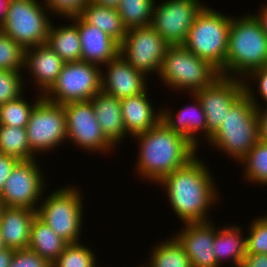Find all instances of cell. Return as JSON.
Listing matches in <instances>:
<instances>
[{
    "label": "cell",
    "mask_w": 267,
    "mask_h": 267,
    "mask_svg": "<svg viewBox=\"0 0 267 267\" xmlns=\"http://www.w3.org/2000/svg\"><path fill=\"white\" fill-rule=\"evenodd\" d=\"M91 2L105 7L118 8L121 0H91Z\"/></svg>",
    "instance_id": "obj_45"
},
{
    "label": "cell",
    "mask_w": 267,
    "mask_h": 267,
    "mask_svg": "<svg viewBox=\"0 0 267 267\" xmlns=\"http://www.w3.org/2000/svg\"><path fill=\"white\" fill-rule=\"evenodd\" d=\"M184 224V230L175 238L188 255L192 267H219L220 264L213 253L214 226L209 221Z\"/></svg>",
    "instance_id": "obj_16"
},
{
    "label": "cell",
    "mask_w": 267,
    "mask_h": 267,
    "mask_svg": "<svg viewBox=\"0 0 267 267\" xmlns=\"http://www.w3.org/2000/svg\"><path fill=\"white\" fill-rule=\"evenodd\" d=\"M242 17L231 20L222 76L232 77L230 72L233 78L237 74L248 76L252 70L267 66V35L255 15Z\"/></svg>",
    "instance_id": "obj_4"
},
{
    "label": "cell",
    "mask_w": 267,
    "mask_h": 267,
    "mask_svg": "<svg viewBox=\"0 0 267 267\" xmlns=\"http://www.w3.org/2000/svg\"><path fill=\"white\" fill-rule=\"evenodd\" d=\"M78 27L74 24L54 28L51 24L46 44L66 63L81 60V44Z\"/></svg>",
    "instance_id": "obj_27"
},
{
    "label": "cell",
    "mask_w": 267,
    "mask_h": 267,
    "mask_svg": "<svg viewBox=\"0 0 267 267\" xmlns=\"http://www.w3.org/2000/svg\"><path fill=\"white\" fill-rule=\"evenodd\" d=\"M32 152L50 150L67 139L66 115L61 104L42 98L30 114L26 126Z\"/></svg>",
    "instance_id": "obj_10"
},
{
    "label": "cell",
    "mask_w": 267,
    "mask_h": 267,
    "mask_svg": "<svg viewBox=\"0 0 267 267\" xmlns=\"http://www.w3.org/2000/svg\"><path fill=\"white\" fill-rule=\"evenodd\" d=\"M248 87L244 84L245 93L232 105L224 121L209 138L215 147L238 161L260 140L259 105L252 95V89Z\"/></svg>",
    "instance_id": "obj_3"
},
{
    "label": "cell",
    "mask_w": 267,
    "mask_h": 267,
    "mask_svg": "<svg viewBox=\"0 0 267 267\" xmlns=\"http://www.w3.org/2000/svg\"><path fill=\"white\" fill-rule=\"evenodd\" d=\"M240 267H267V254H246Z\"/></svg>",
    "instance_id": "obj_41"
},
{
    "label": "cell",
    "mask_w": 267,
    "mask_h": 267,
    "mask_svg": "<svg viewBox=\"0 0 267 267\" xmlns=\"http://www.w3.org/2000/svg\"><path fill=\"white\" fill-rule=\"evenodd\" d=\"M90 2L91 0H45V6L53 13L72 18L79 16Z\"/></svg>",
    "instance_id": "obj_37"
},
{
    "label": "cell",
    "mask_w": 267,
    "mask_h": 267,
    "mask_svg": "<svg viewBox=\"0 0 267 267\" xmlns=\"http://www.w3.org/2000/svg\"><path fill=\"white\" fill-rule=\"evenodd\" d=\"M249 74L250 77H252L253 75L255 80L256 78L258 79L259 81L258 89L260 96H262L261 99L263 98L267 103V66H263L255 70H252Z\"/></svg>",
    "instance_id": "obj_40"
},
{
    "label": "cell",
    "mask_w": 267,
    "mask_h": 267,
    "mask_svg": "<svg viewBox=\"0 0 267 267\" xmlns=\"http://www.w3.org/2000/svg\"><path fill=\"white\" fill-rule=\"evenodd\" d=\"M169 240L155 247L150 256L149 267H192L188 255L178 240L175 237Z\"/></svg>",
    "instance_id": "obj_30"
},
{
    "label": "cell",
    "mask_w": 267,
    "mask_h": 267,
    "mask_svg": "<svg viewBox=\"0 0 267 267\" xmlns=\"http://www.w3.org/2000/svg\"><path fill=\"white\" fill-rule=\"evenodd\" d=\"M62 189V190H61ZM56 189L37 208V217L68 243H78L82 221V201L78 189Z\"/></svg>",
    "instance_id": "obj_9"
},
{
    "label": "cell",
    "mask_w": 267,
    "mask_h": 267,
    "mask_svg": "<svg viewBox=\"0 0 267 267\" xmlns=\"http://www.w3.org/2000/svg\"><path fill=\"white\" fill-rule=\"evenodd\" d=\"M19 161V159L13 156L0 153V195L3 192V187L7 178Z\"/></svg>",
    "instance_id": "obj_39"
},
{
    "label": "cell",
    "mask_w": 267,
    "mask_h": 267,
    "mask_svg": "<svg viewBox=\"0 0 267 267\" xmlns=\"http://www.w3.org/2000/svg\"><path fill=\"white\" fill-rule=\"evenodd\" d=\"M211 178L207 167L195 156L159 181L166 187L172 208L184 223L208 222L207 211L217 199Z\"/></svg>",
    "instance_id": "obj_1"
},
{
    "label": "cell",
    "mask_w": 267,
    "mask_h": 267,
    "mask_svg": "<svg viewBox=\"0 0 267 267\" xmlns=\"http://www.w3.org/2000/svg\"><path fill=\"white\" fill-rule=\"evenodd\" d=\"M10 0H0V26L4 22Z\"/></svg>",
    "instance_id": "obj_46"
},
{
    "label": "cell",
    "mask_w": 267,
    "mask_h": 267,
    "mask_svg": "<svg viewBox=\"0 0 267 267\" xmlns=\"http://www.w3.org/2000/svg\"><path fill=\"white\" fill-rule=\"evenodd\" d=\"M15 250L5 248L0 251V267H10Z\"/></svg>",
    "instance_id": "obj_43"
},
{
    "label": "cell",
    "mask_w": 267,
    "mask_h": 267,
    "mask_svg": "<svg viewBox=\"0 0 267 267\" xmlns=\"http://www.w3.org/2000/svg\"><path fill=\"white\" fill-rule=\"evenodd\" d=\"M5 245H4V242H3V239H2V235H1V232H0V251H2L3 249H5Z\"/></svg>",
    "instance_id": "obj_48"
},
{
    "label": "cell",
    "mask_w": 267,
    "mask_h": 267,
    "mask_svg": "<svg viewBox=\"0 0 267 267\" xmlns=\"http://www.w3.org/2000/svg\"><path fill=\"white\" fill-rule=\"evenodd\" d=\"M107 68L106 77H101V91L106 94L123 99L146 91L145 74L133 68L121 54L109 61Z\"/></svg>",
    "instance_id": "obj_17"
},
{
    "label": "cell",
    "mask_w": 267,
    "mask_h": 267,
    "mask_svg": "<svg viewBox=\"0 0 267 267\" xmlns=\"http://www.w3.org/2000/svg\"><path fill=\"white\" fill-rule=\"evenodd\" d=\"M246 237V254H267V218L259 217L252 222Z\"/></svg>",
    "instance_id": "obj_36"
},
{
    "label": "cell",
    "mask_w": 267,
    "mask_h": 267,
    "mask_svg": "<svg viewBox=\"0 0 267 267\" xmlns=\"http://www.w3.org/2000/svg\"><path fill=\"white\" fill-rule=\"evenodd\" d=\"M135 137L141 141L137 172L156 183L186 165L197 150L185 136L170 130L162 120Z\"/></svg>",
    "instance_id": "obj_2"
},
{
    "label": "cell",
    "mask_w": 267,
    "mask_h": 267,
    "mask_svg": "<svg viewBox=\"0 0 267 267\" xmlns=\"http://www.w3.org/2000/svg\"><path fill=\"white\" fill-rule=\"evenodd\" d=\"M41 96V97H40ZM38 100L33 105L25 101L22 96L18 99L0 105V124L26 128L30 114L35 105L43 98L40 94Z\"/></svg>",
    "instance_id": "obj_32"
},
{
    "label": "cell",
    "mask_w": 267,
    "mask_h": 267,
    "mask_svg": "<svg viewBox=\"0 0 267 267\" xmlns=\"http://www.w3.org/2000/svg\"><path fill=\"white\" fill-rule=\"evenodd\" d=\"M68 244L41 219L35 217L30 229L28 249L36 252L52 264Z\"/></svg>",
    "instance_id": "obj_25"
},
{
    "label": "cell",
    "mask_w": 267,
    "mask_h": 267,
    "mask_svg": "<svg viewBox=\"0 0 267 267\" xmlns=\"http://www.w3.org/2000/svg\"><path fill=\"white\" fill-rule=\"evenodd\" d=\"M240 79L221 75L212 84L194 93L206 116L208 139L224 121L232 105L245 93V81Z\"/></svg>",
    "instance_id": "obj_13"
},
{
    "label": "cell",
    "mask_w": 267,
    "mask_h": 267,
    "mask_svg": "<svg viewBox=\"0 0 267 267\" xmlns=\"http://www.w3.org/2000/svg\"><path fill=\"white\" fill-rule=\"evenodd\" d=\"M38 0H10L0 32L14 39L24 49L47 41L51 27L49 16ZM48 16V17H47Z\"/></svg>",
    "instance_id": "obj_7"
},
{
    "label": "cell",
    "mask_w": 267,
    "mask_h": 267,
    "mask_svg": "<svg viewBox=\"0 0 267 267\" xmlns=\"http://www.w3.org/2000/svg\"><path fill=\"white\" fill-rule=\"evenodd\" d=\"M147 98L145 91L142 94L120 99L126 135L128 133L132 136L141 134L161 121V111L158 114L154 113Z\"/></svg>",
    "instance_id": "obj_21"
},
{
    "label": "cell",
    "mask_w": 267,
    "mask_h": 267,
    "mask_svg": "<svg viewBox=\"0 0 267 267\" xmlns=\"http://www.w3.org/2000/svg\"><path fill=\"white\" fill-rule=\"evenodd\" d=\"M66 115L67 140L86 150L107 151L114 145L103 134L91 101L69 102L62 105Z\"/></svg>",
    "instance_id": "obj_14"
},
{
    "label": "cell",
    "mask_w": 267,
    "mask_h": 267,
    "mask_svg": "<svg viewBox=\"0 0 267 267\" xmlns=\"http://www.w3.org/2000/svg\"><path fill=\"white\" fill-rule=\"evenodd\" d=\"M70 19L78 27L82 61L104 66L120 54V45L105 32L87 24L80 16Z\"/></svg>",
    "instance_id": "obj_18"
},
{
    "label": "cell",
    "mask_w": 267,
    "mask_h": 267,
    "mask_svg": "<svg viewBox=\"0 0 267 267\" xmlns=\"http://www.w3.org/2000/svg\"><path fill=\"white\" fill-rule=\"evenodd\" d=\"M36 216V210L26 207L4 208L0 221V232L6 248L14 250L28 248L30 229Z\"/></svg>",
    "instance_id": "obj_19"
},
{
    "label": "cell",
    "mask_w": 267,
    "mask_h": 267,
    "mask_svg": "<svg viewBox=\"0 0 267 267\" xmlns=\"http://www.w3.org/2000/svg\"><path fill=\"white\" fill-rule=\"evenodd\" d=\"M87 24L96 26L119 45L127 33L117 8L105 7L90 2L79 15Z\"/></svg>",
    "instance_id": "obj_24"
},
{
    "label": "cell",
    "mask_w": 267,
    "mask_h": 267,
    "mask_svg": "<svg viewBox=\"0 0 267 267\" xmlns=\"http://www.w3.org/2000/svg\"><path fill=\"white\" fill-rule=\"evenodd\" d=\"M90 101L103 134L115 146L126 134L120 99L100 91Z\"/></svg>",
    "instance_id": "obj_22"
},
{
    "label": "cell",
    "mask_w": 267,
    "mask_h": 267,
    "mask_svg": "<svg viewBox=\"0 0 267 267\" xmlns=\"http://www.w3.org/2000/svg\"><path fill=\"white\" fill-rule=\"evenodd\" d=\"M101 77L102 72L96 64L82 60L67 62L56 81L42 95L47 101L61 105L89 101L101 91Z\"/></svg>",
    "instance_id": "obj_8"
},
{
    "label": "cell",
    "mask_w": 267,
    "mask_h": 267,
    "mask_svg": "<svg viewBox=\"0 0 267 267\" xmlns=\"http://www.w3.org/2000/svg\"><path fill=\"white\" fill-rule=\"evenodd\" d=\"M169 46L151 26L138 27L127 30L120 54L133 68L148 75L152 71L159 73Z\"/></svg>",
    "instance_id": "obj_11"
},
{
    "label": "cell",
    "mask_w": 267,
    "mask_h": 267,
    "mask_svg": "<svg viewBox=\"0 0 267 267\" xmlns=\"http://www.w3.org/2000/svg\"><path fill=\"white\" fill-rule=\"evenodd\" d=\"M241 228L230 226L215 230L213 253L220 264L223 258H230L235 267H240L246 256V238L240 234Z\"/></svg>",
    "instance_id": "obj_26"
},
{
    "label": "cell",
    "mask_w": 267,
    "mask_h": 267,
    "mask_svg": "<svg viewBox=\"0 0 267 267\" xmlns=\"http://www.w3.org/2000/svg\"><path fill=\"white\" fill-rule=\"evenodd\" d=\"M245 166V177L252 182L267 185V142L259 140L240 161Z\"/></svg>",
    "instance_id": "obj_31"
},
{
    "label": "cell",
    "mask_w": 267,
    "mask_h": 267,
    "mask_svg": "<svg viewBox=\"0 0 267 267\" xmlns=\"http://www.w3.org/2000/svg\"><path fill=\"white\" fill-rule=\"evenodd\" d=\"M159 76L176 89H188L194 94L212 84L220 71L209 61L188 51L183 45L169 46L164 55Z\"/></svg>",
    "instance_id": "obj_6"
},
{
    "label": "cell",
    "mask_w": 267,
    "mask_h": 267,
    "mask_svg": "<svg viewBox=\"0 0 267 267\" xmlns=\"http://www.w3.org/2000/svg\"><path fill=\"white\" fill-rule=\"evenodd\" d=\"M87 246L69 243L51 267H94L95 256Z\"/></svg>",
    "instance_id": "obj_33"
},
{
    "label": "cell",
    "mask_w": 267,
    "mask_h": 267,
    "mask_svg": "<svg viewBox=\"0 0 267 267\" xmlns=\"http://www.w3.org/2000/svg\"><path fill=\"white\" fill-rule=\"evenodd\" d=\"M25 49L0 32V70L20 71L25 67Z\"/></svg>",
    "instance_id": "obj_34"
},
{
    "label": "cell",
    "mask_w": 267,
    "mask_h": 267,
    "mask_svg": "<svg viewBox=\"0 0 267 267\" xmlns=\"http://www.w3.org/2000/svg\"><path fill=\"white\" fill-rule=\"evenodd\" d=\"M36 49V50H35ZM66 62L46 43L25 49L24 65L46 92L58 78ZM28 66V67H27Z\"/></svg>",
    "instance_id": "obj_20"
},
{
    "label": "cell",
    "mask_w": 267,
    "mask_h": 267,
    "mask_svg": "<svg viewBox=\"0 0 267 267\" xmlns=\"http://www.w3.org/2000/svg\"><path fill=\"white\" fill-rule=\"evenodd\" d=\"M262 12H260L261 14H257L255 15V17L258 19V21L260 22L264 33L267 35V5L264 6L263 8H261Z\"/></svg>",
    "instance_id": "obj_44"
},
{
    "label": "cell",
    "mask_w": 267,
    "mask_h": 267,
    "mask_svg": "<svg viewBox=\"0 0 267 267\" xmlns=\"http://www.w3.org/2000/svg\"><path fill=\"white\" fill-rule=\"evenodd\" d=\"M4 208H5V205H4L3 201L0 198V221H1V216H2Z\"/></svg>",
    "instance_id": "obj_47"
},
{
    "label": "cell",
    "mask_w": 267,
    "mask_h": 267,
    "mask_svg": "<svg viewBox=\"0 0 267 267\" xmlns=\"http://www.w3.org/2000/svg\"><path fill=\"white\" fill-rule=\"evenodd\" d=\"M204 7L197 15L183 46L221 71L225 67L232 17Z\"/></svg>",
    "instance_id": "obj_5"
},
{
    "label": "cell",
    "mask_w": 267,
    "mask_h": 267,
    "mask_svg": "<svg viewBox=\"0 0 267 267\" xmlns=\"http://www.w3.org/2000/svg\"><path fill=\"white\" fill-rule=\"evenodd\" d=\"M0 153L19 160L33 159L26 128L0 124Z\"/></svg>",
    "instance_id": "obj_28"
},
{
    "label": "cell",
    "mask_w": 267,
    "mask_h": 267,
    "mask_svg": "<svg viewBox=\"0 0 267 267\" xmlns=\"http://www.w3.org/2000/svg\"><path fill=\"white\" fill-rule=\"evenodd\" d=\"M155 0H121L120 17L128 29L151 26Z\"/></svg>",
    "instance_id": "obj_29"
},
{
    "label": "cell",
    "mask_w": 267,
    "mask_h": 267,
    "mask_svg": "<svg viewBox=\"0 0 267 267\" xmlns=\"http://www.w3.org/2000/svg\"><path fill=\"white\" fill-rule=\"evenodd\" d=\"M265 111H261L257 108V114L259 118L260 140L267 142V108Z\"/></svg>",
    "instance_id": "obj_42"
},
{
    "label": "cell",
    "mask_w": 267,
    "mask_h": 267,
    "mask_svg": "<svg viewBox=\"0 0 267 267\" xmlns=\"http://www.w3.org/2000/svg\"><path fill=\"white\" fill-rule=\"evenodd\" d=\"M36 160H20L7 178L0 195L5 207H26L37 210L45 185Z\"/></svg>",
    "instance_id": "obj_15"
},
{
    "label": "cell",
    "mask_w": 267,
    "mask_h": 267,
    "mask_svg": "<svg viewBox=\"0 0 267 267\" xmlns=\"http://www.w3.org/2000/svg\"><path fill=\"white\" fill-rule=\"evenodd\" d=\"M21 71L0 70V105L18 99L23 92Z\"/></svg>",
    "instance_id": "obj_35"
},
{
    "label": "cell",
    "mask_w": 267,
    "mask_h": 267,
    "mask_svg": "<svg viewBox=\"0 0 267 267\" xmlns=\"http://www.w3.org/2000/svg\"><path fill=\"white\" fill-rule=\"evenodd\" d=\"M10 267H51V263L27 248L15 250Z\"/></svg>",
    "instance_id": "obj_38"
},
{
    "label": "cell",
    "mask_w": 267,
    "mask_h": 267,
    "mask_svg": "<svg viewBox=\"0 0 267 267\" xmlns=\"http://www.w3.org/2000/svg\"><path fill=\"white\" fill-rule=\"evenodd\" d=\"M192 97L196 102V105H189L187 108L180 110L176 116V121L170 111L161 110L162 121L173 132L180 133L185 136L193 145L197 148L199 145L195 136L196 131L202 130L207 137V122L204 110L201 103L195 94ZM196 111V112H194ZM198 113V115H197ZM196 114V115H195ZM195 133V134H194Z\"/></svg>",
    "instance_id": "obj_23"
},
{
    "label": "cell",
    "mask_w": 267,
    "mask_h": 267,
    "mask_svg": "<svg viewBox=\"0 0 267 267\" xmlns=\"http://www.w3.org/2000/svg\"><path fill=\"white\" fill-rule=\"evenodd\" d=\"M198 0H169L154 5L151 27L170 45H183L197 15L205 7Z\"/></svg>",
    "instance_id": "obj_12"
}]
</instances>
